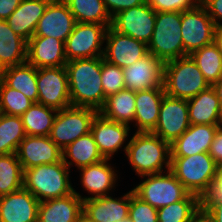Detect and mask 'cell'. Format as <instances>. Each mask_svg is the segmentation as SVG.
Here are the masks:
<instances>
[{
	"mask_svg": "<svg viewBox=\"0 0 222 222\" xmlns=\"http://www.w3.org/2000/svg\"><path fill=\"white\" fill-rule=\"evenodd\" d=\"M71 106L99 111L106 100L101 79V56L74 59L65 65Z\"/></svg>",
	"mask_w": 222,
	"mask_h": 222,
	"instance_id": "6da1fadb",
	"label": "cell"
},
{
	"mask_svg": "<svg viewBox=\"0 0 222 222\" xmlns=\"http://www.w3.org/2000/svg\"><path fill=\"white\" fill-rule=\"evenodd\" d=\"M99 152L105 159H116L125 155L132 129L125 123L109 120L99 112L93 118L91 131Z\"/></svg>",
	"mask_w": 222,
	"mask_h": 222,
	"instance_id": "8fae6325",
	"label": "cell"
},
{
	"mask_svg": "<svg viewBox=\"0 0 222 222\" xmlns=\"http://www.w3.org/2000/svg\"><path fill=\"white\" fill-rule=\"evenodd\" d=\"M27 41L17 35L6 20H0V71L26 63Z\"/></svg>",
	"mask_w": 222,
	"mask_h": 222,
	"instance_id": "f1b7e54d",
	"label": "cell"
},
{
	"mask_svg": "<svg viewBox=\"0 0 222 222\" xmlns=\"http://www.w3.org/2000/svg\"><path fill=\"white\" fill-rule=\"evenodd\" d=\"M190 124L222 125V104L212 86L187 100Z\"/></svg>",
	"mask_w": 222,
	"mask_h": 222,
	"instance_id": "484cf974",
	"label": "cell"
},
{
	"mask_svg": "<svg viewBox=\"0 0 222 222\" xmlns=\"http://www.w3.org/2000/svg\"><path fill=\"white\" fill-rule=\"evenodd\" d=\"M26 62L36 68L65 66V43L50 36H33L27 41Z\"/></svg>",
	"mask_w": 222,
	"mask_h": 222,
	"instance_id": "7402d4cb",
	"label": "cell"
},
{
	"mask_svg": "<svg viewBox=\"0 0 222 222\" xmlns=\"http://www.w3.org/2000/svg\"><path fill=\"white\" fill-rule=\"evenodd\" d=\"M127 186L125 193L116 192L84 200L83 213L94 222H118L126 219L129 217L130 207V186Z\"/></svg>",
	"mask_w": 222,
	"mask_h": 222,
	"instance_id": "ac0fdd59",
	"label": "cell"
},
{
	"mask_svg": "<svg viewBox=\"0 0 222 222\" xmlns=\"http://www.w3.org/2000/svg\"><path fill=\"white\" fill-rule=\"evenodd\" d=\"M221 125L190 124L172 144L171 157H186L209 152L217 128Z\"/></svg>",
	"mask_w": 222,
	"mask_h": 222,
	"instance_id": "cb8c5ba5",
	"label": "cell"
},
{
	"mask_svg": "<svg viewBox=\"0 0 222 222\" xmlns=\"http://www.w3.org/2000/svg\"><path fill=\"white\" fill-rule=\"evenodd\" d=\"M23 171L42 164H52L62 160L60 149L49 136L27 135L16 152Z\"/></svg>",
	"mask_w": 222,
	"mask_h": 222,
	"instance_id": "ffe728a7",
	"label": "cell"
},
{
	"mask_svg": "<svg viewBox=\"0 0 222 222\" xmlns=\"http://www.w3.org/2000/svg\"><path fill=\"white\" fill-rule=\"evenodd\" d=\"M98 112L109 120L131 126L135 116V91L123 89L108 96Z\"/></svg>",
	"mask_w": 222,
	"mask_h": 222,
	"instance_id": "4dcf8cb0",
	"label": "cell"
},
{
	"mask_svg": "<svg viewBox=\"0 0 222 222\" xmlns=\"http://www.w3.org/2000/svg\"><path fill=\"white\" fill-rule=\"evenodd\" d=\"M57 112V110L43 104L33 103L32 106L20 116L26 135L49 136Z\"/></svg>",
	"mask_w": 222,
	"mask_h": 222,
	"instance_id": "d6a6232c",
	"label": "cell"
},
{
	"mask_svg": "<svg viewBox=\"0 0 222 222\" xmlns=\"http://www.w3.org/2000/svg\"><path fill=\"white\" fill-rule=\"evenodd\" d=\"M76 23L64 0H51L37 23L34 36H50L65 43Z\"/></svg>",
	"mask_w": 222,
	"mask_h": 222,
	"instance_id": "d6986e66",
	"label": "cell"
},
{
	"mask_svg": "<svg viewBox=\"0 0 222 222\" xmlns=\"http://www.w3.org/2000/svg\"><path fill=\"white\" fill-rule=\"evenodd\" d=\"M39 200L24 187L0 196V222H38Z\"/></svg>",
	"mask_w": 222,
	"mask_h": 222,
	"instance_id": "44dd1931",
	"label": "cell"
},
{
	"mask_svg": "<svg viewBox=\"0 0 222 222\" xmlns=\"http://www.w3.org/2000/svg\"><path fill=\"white\" fill-rule=\"evenodd\" d=\"M77 222H94L89 217H87L84 213L80 215Z\"/></svg>",
	"mask_w": 222,
	"mask_h": 222,
	"instance_id": "816d5d0a",
	"label": "cell"
},
{
	"mask_svg": "<svg viewBox=\"0 0 222 222\" xmlns=\"http://www.w3.org/2000/svg\"><path fill=\"white\" fill-rule=\"evenodd\" d=\"M214 42L218 45L219 50L222 53V28H216Z\"/></svg>",
	"mask_w": 222,
	"mask_h": 222,
	"instance_id": "f907efd6",
	"label": "cell"
},
{
	"mask_svg": "<svg viewBox=\"0 0 222 222\" xmlns=\"http://www.w3.org/2000/svg\"><path fill=\"white\" fill-rule=\"evenodd\" d=\"M101 79L106 98L125 89L123 69L107 62L103 56H101Z\"/></svg>",
	"mask_w": 222,
	"mask_h": 222,
	"instance_id": "f35d334b",
	"label": "cell"
},
{
	"mask_svg": "<svg viewBox=\"0 0 222 222\" xmlns=\"http://www.w3.org/2000/svg\"><path fill=\"white\" fill-rule=\"evenodd\" d=\"M129 218L131 222H158L157 209L136 196L131 188Z\"/></svg>",
	"mask_w": 222,
	"mask_h": 222,
	"instance_id": "ab89813d",
	"label": "cell"
},
{
	"mask_svg": "<svg viewBox=\"0 0 222 222\" xmlns=\"http://www.w3.org/2000/svg\"><path fill=\"white\" fill-rule=\"evenodd\" d=\"M165 63L148 53L132 65L123 68L125 89L132 91L163 87Z\"/></svg>",
	"mask_w": 222,
	"mask_h": 222,
	"instance_id": "e0dca14e",
	"label": "cell"
},
{
	"mask_svg": "<svg viewBox=\"0 0 222 222\" xmlns=\"http://www.w3.org/2000/svg\"><path fill=\"white\" fill-rule=\"evenodd\" d=\"M216 28H222V0H200Z\"/></svg>",
	"mask_w": 222,
	"mask_h": 222,
	"instance_id": "ee69618b",
	"label": "cell"
},
{
	"mask_svg": "<svg viewBox=\"0 0 222 222\" xmlns=\"http://www.w3.org/2000/svg\"><path fill=\"white\" fill-rule=\"evenodd\" d=\"M24 171L17 154L0 155V196L23 188Z\"/></svg>",
	"mask_w": 222,
	"mask_h": 222,
	"instance_id": "d590c367",
	"label": "cell"
},
{
	"mask_svg": "<svg viewBox=\"0 0 222 222\" xmlns=\"http://www.w3.org/2000/svg\"><path fill=\"white\" fill-rule=\"evenodd\" d=\"M217 164L209 152L171 157L170 171L186 190L202 199L214 182Z\"/></svg>",
	"mask_w": 222,
	"mask_h": 222,
	"instance_id": "5b68a950",
	"label": "cell"
},
{
	"mask_svg": "<svg viewBox=\"0 0 222 222\" xmlns=\"http://www.w3.org/2000/svg\"><path fill=\"white\" fill-rule=\"evenodd\" d=\"M118 222H131V220H130V218H129V217H127L126 219L121 220V221H118Z\"/></svg>",
	"mask_w": 222,
	"mask_h": 222,
	"instance_id": "f5cc1de1",
	"label": "cell"
},
{
	"mask_svg": "<svg viewBox=\"0 0 222 222\" xmlns=\"http://www.w3.org/2000/svg\"><path fill=\"white\" fill-rule=\"evenodd\" d=\"M34 102L21 91L8 87L0 79V113L21 116Z\"/></svg>",
	"mask_w": 222,
	"mask_h": 222,
	"instance_id": "74e56055",
	"label": "cell"
},
{
	"mask_svg": "<svg viewBox=\"0 0 222 222\" xmlns=\"http://www.w3.org/2000/svg\"><path fill=\"white\" fill-rule=\"evenodd\" d=\"M157 12H183L195 8L200 0H146Z\"/></svg>",
	"mask_w": 222,
	"mask_h": 222,
	"instance_id": "60d3db41",
	"label": "cell"
},
{
	"mask_svg": "<svg viewBox=\"0 0 222 222\" xmlns=\"http://www.w3.org/2000/svg\"><path fill=\"white\" fill-rule=\"evenodd\" d=\"M136 179L139 182L132 181L133 184L130 185H133V193L156 209L183 200L189 194L170 170L142 175Z\"/></svg>",
	"mask_w": 222,
	"mask_h": 222,
	"instance_id": "52a82bcc",
	"label": "cell"
},
{
	"mask_svg": "<svg viewBox=\"0 0 222 222\" xmlns=\"http://www.w3.org/2000/svg\"><path fill=\"white\" fill-rule=\"evenodd\" d=\"M209 154L217 165L222 164V125L219 126L209 148Z\"/></svg>",
	"mask_w": 222,
	"mask_h": 222,
	"instance_id": "f6af8a7d",
	"label": "cell"
},
{
	"mask_svg": "<svg viewBox=\"0 0 222 222\" xmlns=\"http://www.w3.org/2000/svg\"><path fill=\"white\" fill-rule=\"evenodd\" d=\"M38 103L57 111L70 107V91L65 66L37 68Z\"/></svg>",
	"mask_w": 222,
	"mask_h": 222,
	"instance_id": "4fadbf2b",
	"label": "cell"
},
{
	"mask_svg": "<svg viewBox=\"0 0 222 222\" xmlns=\"http://www.w3.org/2000/svg\"><path fill=\"white\" fill-rule=\"evenodd\" d=\"M216 26L205 7L199 3L195 8L181 12V35L184 57L215 39Z\"/></svg>",
	"mask_w": 222,
	"mask_h": 222,
	"instance_id": "30bf717a",
	"label": "cell"
},
{
	"mask_svg": "<svg viewBox=\"0 0 222 222\" xmlns=\"http://www.w3.org/2000/svg\"><path fill=\"white\" fill-rule=\"evenodd\" d=\"M124 162L135 177L170 170V144L152 132H132Z\"/></svg>",
	"mask_w": 222,
	"mask_h": 222,
	"instance_id": "7a4b0ae2",
	"label": "cell"
},
{
	"mask_svg": "<svg viewBox=\"0 0 222 222\" xmlns=\"http://www.w3.org/2000/svg\"><path fill=\"white\" fill-rule=\"evenodd\" d=\"M202 206L214 218L215 222H222V202L202 203Z\"/></svg>",
	"mask_w": 222,
	"mask_h": 222,
	"instance_id": "7dc6e473",
	"label": "cell"
},
{
	"mask_svg": "<svg viewBox=\"0 0 222 222\" xmlns=\"http://www.w3.org/2000/svg\"><path fill=\"white\" fill-rule=\"evenodd\" d=\"M148 53L164 63L184 57L181 35V12H157Z\"/></svg>",
	"mask_w": 222,
	"mask_h": 222,
	"instance_id": "ba28073f",
	"label": "cell"
},
{
	"mask_svg": "<svg viewBox=\"0 0 222 222\" xmlns=\"http://www.w3.org/2000/svg\"><path fill=\"white\" fill-rule=\"evenodd\" d=\"M26 136L20 116L0 113V155L16 153Z\"/></svg>",
	"mask_w": 222,
	"mask_h": 222,
	"instance_id": "e575fe53",
	"label": "cell"
},
{
	"mask_svg": "<svg viewBox=\"0 0 222 222\" xmlns=\"http://www.w3.org/2000/svg\"><path fill=\"white\" fill-rule=\"evenodd\" d=\"M0 79L10 88L21 91L38 103L37 68L29 63L7 67L0 71Z\"/></svg>",
	"mask_w": 222,
	"mask_h": 222,
	"instance_id": "f546056e",
	"label": "cell"
},
{
	"mask_svg": "<svg viewBox=\"0 0 222 222\" xmlns=\"http://www.w3.org/2000/svg\"><path fill=\"white\" fill-rule=\"evenodd\" d=\"M191 222H215V220L201 205V207L194 213Z\"/></svg>",
	"mask_w": 222,
	"mask_h": 222,
	"instance_id": "c3c4849f",
	"label": "cell"
},
{
	"mask_svg": "<svg viewBox=\"0 0 222 222\" xmlns=\"http://www.w3.org/2000/svg\"><path fill=\"white\" fill-rule=\"evenodd\" d=\"M78 23H95L110 27L112 17L103 0H64Z\"/></svg>",
	"mask_w": 222,
	"mask_h": 222,
	"instance_id": "1f68e13d",
	"label": "cell"
},
{
	"mask_svg": "<svg viewBox=\"0 0 222 222\" xmlns=\"http://www.w3.org/2000/svg\"><path fill=\"white\" fill-rule=\"evenodd\" d=\"M209 86L189 55L168 61L164 65L163 88L167 96L188 100Z\"/></svg>",
	"mask_w": 222,
	"mask_h": 222,
	"instance_id": "8992f818",
	"label": "cell"
},
{
	"mask_svg": "<svg viewBox=\"0 0 222 222\" xmlns=\"http://www.w3.org/2000/svg\"><path fill=\"white\" fill-rule=\"evenodd\" d=\"M104 159L91 132L80 136L62 149V161L71 171L75 169L73 172L81 167L99 163Z\"/></svg>",
	"mask_w": 222,
	"mask_h": 222,
	"instance_id": "83f0119b",
	"label": "cell"
},
{
	"mask_svg": "<svg viewBox=\"0 0 222 222\" xmlns=\"http://www.w3.org/2000/svg\"><path fill=\"white\" fill-rule=\"evenodd\" d=\"M97 113V110L88 107L70 106L59 110L49 135L50 139L60 149H64L91 131V124Z\"/></svg>",
	"mask_w": 222,
	"mask_h": 222,
	"instance_id": "9c48e42d",
	"label": "cell"
},
{
	"mask_svg": "<svg viewBox=\"0 0 222 222\" xmlns=\"http://www.w3.org/2000/svg\"><path fill=\"white\" fill-rule=\"evenodd\" d=\"M212 87L215 90L220 103L222 104V77L215 84H213Z\"/></svg>",
	"mask_w": 222,
	"mask_h": 222,
	"instance_id": "681fc988",
	"label": "cell"
},
{
	"mask_svg": "<svg viewBox=\"0 0 222 222\" xmlns=\"http://www.w3.org/2000/svg\"><path fill=\"white\" fill-rule=\"evenodd\" d=\"M147 54L148 45L145 42L118 33L111 26L108 27L104 44V60L123 69Z\"/></svg>",
	"mask_w": 222,
	"mask_h": 222,
	"instance_id": "2e32d148",
	"label": "cell"
},
{
	"mask_svg": "<svg viewBox=\"0 0 222 222\" xmlns=\"http://www.w3.org/2000/svg\"><path fill=\"white\" fill-rule=\"evenodd\" d=\"M222 202V164L217 166L214 182L208 193L201 199V203Z\"/></svg>",
	"mask_w": 222,
	"mask_h": 222,
	"instance_id": "b9f144b4",
	"label": "cell"
},
{
	"mask_svg": "<svg viewBox=\"0 0 222 222\" xmlns=\"http://www.w3.org/2000/svg\"><path fill=\"white\" fill-rule=\"evenodd\" d=\"M51 0H22L17 9L6 19L10 28L28 41L34 36L39 19Z\"/></svg>",
	"mask_w": 222,
	"mask_h": 222,
	"instance_id": "4316f807",
	"label": "cell"
},
{
	"mask_svg": "<svg viewBox=\"0 0 222 222\" xmlns=\"http://www.w3.org/2000/svg\"><path fill=\"white\" fill-rule=\"evenodd\" d=\"M73 172L61 160L24 170L23 187L39 202L60 198L73 192Z\"/></svg>",
	"mask_w": 222,
	"mask_h": 222,
	"instance_id": "3957f363",
	"label": "cell"
},
{
	"mask_svg": "<svg viewBox=\"0 0 222 222\" xmlns=\"http://www.w3.org/2000/svg\"><path fill=\"white\" fill-rule=\"evenodd\" d=\"M114 161L116 160L104 159L99 163L81 167L78 170L74 171V178H76H73V180H75L76 183L77 180H79V183H77L78 187H76V183L73 182V192L77 194L82 199V201H84L89 198L114 194L120 191L119 188H121V191H124L122 190L123 188L119 186L121 185L120 182L122 181V179L125 180V177H122L121 174L123 172H121V169L119 168V166H117L120 164ZM75 172H77L78 174H75ZM78 188L80 189V191Z\"/></svg>",
	"mask_w": 222,
	"mask_h": 222,
	"instance_id": "277c9868",
	"label": "cell"
},
{
	"mask_svg": "<svg viewBox=\"0 0 222 222\" xmlns=\"http://www.w3.org/2000/svg\"><path fill=\"white\" fill-rule=\"evenodd\" d=\"M103 2L105 3L107 11L113 18L117 13L123 10L144 4L146 0H103Z\"/></svg>",
	"mask_w": 222,
	"mask_h": 222,
	"instance_id": "7bdbcfd3",
	"label": "cell"
},
{
	"mask_svg": "<svg viewBox=\"0 0 222 222\" xmlns=\"http://www.w3.org/2000/svg\"><path fill=\"white\" fill-rule=\"evenodd\" d=\"M189 126L187 100L165 94L160 106L158 122L151 132L172 144Z\"/></svg>",
	"mask_w": 222,
	"mask_h": 222,
	"instance_id": "5bb4252c",
	"label": "cell"
},
{
	"mask_svg": "<svg viewBox=\"0 0 222 222\" xmlns=\"http://www.w3.org/2000/svg\"><path fill=\"white\" fill-rule=\"evenodd\" d=\"M108 27L95 23H76L65 41L67 62L103 56Z\"/></svg>",
	"mask_w": 222,
	"mask_h": 222,
	"instance_id": "7c38bea8",
	"label": "cell"
},
{
	"mask_svg": "<svg viewBox=\"0 0 222 222\" xmlns=\"http://www.w3.org/2000/svg\"><path fill=\"white\" fill-rule=\"evenodd\" d=\"M201 205V199L189 193L183 200L157 209L158 222H191Z\"/></svg>",
	"mask_w": 222,
	"mask_h": 222,
	"instance_id": "8d00e7d4",
	"label": "cell"
},
{
	"mask_svg": "<svg viewBox=\"0 0 222 222\" xmlns=\"http://www.w3.org/2000/svg\"><path fill=\"white\" fill-rule=\"evenodd\" d=\"M164 88L157 87L135 92V116L132 132H151L158 122Z\"/></svg>",
	"mask_w": 222,
	"mask_h": 222,
	"instance_id": "603a6c76",
	"label": "cell"
},
{
	"mask_svg": "<svg viewBox=\"0 0 222 222\" xmlns=\"http://www.w3.org/2000/svg\"><path fill=\"white\" fill-rule=\"evenodd\" d=\"M189 56L210 86L222 77V53L215 42L192 52Z\"/></svg>",
	"mask_w": 222,
	"mask_h": 222,
	"instance_id": "836d02e7",
	"label": "cell"
},
{
	"mask_svg": "<svg viewBox=\"0 0 222 222\" xmlns=\"http://www.w3.org/2000/svg\"><path fill=\"white\" fill-rule=\"evenodd\" d=\"M156 12L145 2L117 13L111 27L118 33L131 36L147 45L152 39Z\"/></svg>",
	"mask_w": 222,
	"mask_h": 222,
	"instance_id": "9a60e30c",
	"label": "cell"
},
{
	"mask_svg": "<svg viewBox=\"0 0 222 222\" xmlns=\"http://www.w3.org/2000/svg\"><path fill=\"white\" fill-rule=\"evenodd\" d=\"M83 213L82 199L71 194L41 201L38 207V222H77Z\"/></svg>",
	"mask_w": 222,
	"mask_h": 222,
	"instance_id": "d4e9b609",
	"label": "cell"
},
{
	"mask_svg": "<svg viewBox=\"0 0 222 222\" xmlns=\"http://www.w3.org/2000/svg\"><path fill=\"white\" fill-rule=\"evenodd\" d=\"M22 0H0V20H6L20 5Z\"/></svg>",
	"mask_w": 222,
	"mask_h": 222,
	"instance_id": "bcb514c9",
	"label": "cell"
}]
</instances>
